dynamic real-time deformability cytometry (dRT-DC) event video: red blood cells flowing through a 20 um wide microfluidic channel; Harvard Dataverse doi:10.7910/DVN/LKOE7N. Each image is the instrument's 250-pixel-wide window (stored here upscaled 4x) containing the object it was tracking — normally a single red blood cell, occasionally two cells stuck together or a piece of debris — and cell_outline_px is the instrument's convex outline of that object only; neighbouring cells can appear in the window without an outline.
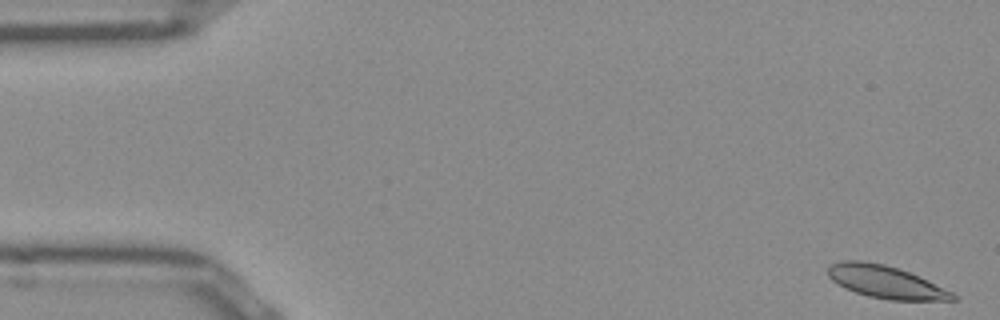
{"species": "Egyptian fruit bat (a non-hibernating species)", "species_latin": "Rousettus aegyptiacus", "temperature_condition": "room temperature", "stored_images_in_passage": 51, "camera_frame_rate_fps": 3000, "um_per_image_px": 0.085, "frame": {"image": 1, "passage_image": 1, "time_ms": 0.0, "image_size_px": [1000, 320], "cell_outline_px": [[956, 300], [888, 300], [868, 296], [844, 288], [832, 280], [828, 276], [828, 268], [832, 264], [840, 260], [860, 260], [884, 264], [908, 272], [952, 292], [956, 296]], "centroid_in_image_um": [75.23, 23.96], "position_along_channel_um": 9.8, "area_um2": 23.29}}
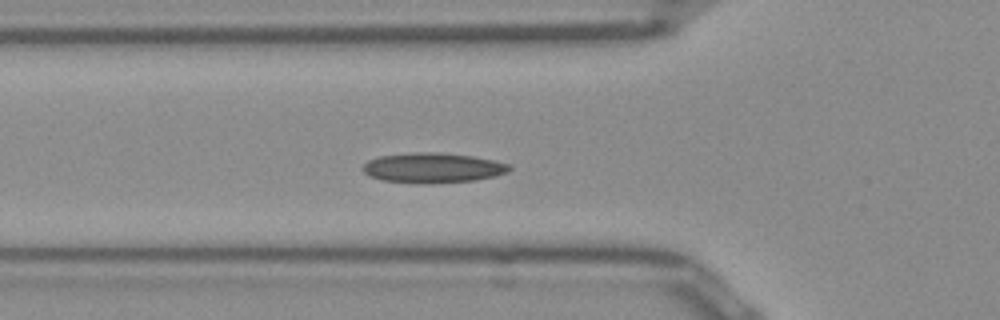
{"frame": {"image": 2, "passage_image": 17, "time_ms": 5.333, "image_size_px": [1000, 320], "cell_outline_px": [[512, 168], [508, 172], [476, 180], [428, 184], [416, 184], [384, 180], [368, 176], [364, 172], [364, 164], [368, 160], [380, 156], [416, 152], [436, 152], [472, 156], [492, 160], [508, 164]], "centroid_in_image_um": [36.77, 14.27], "position_along_channel_um": 89.0, "area_um2": 25.55}}
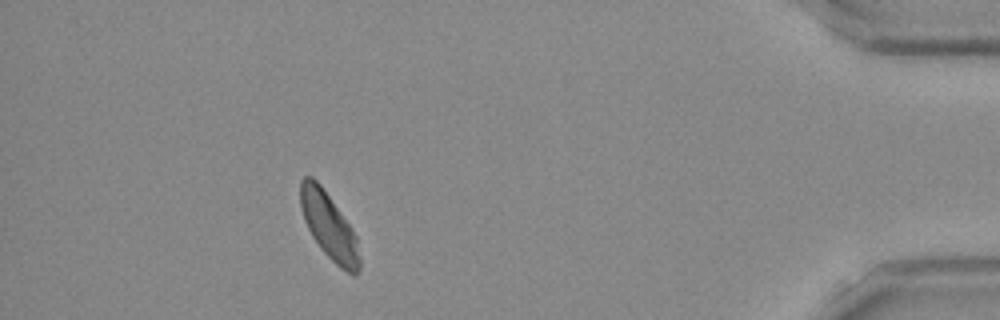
{"frame": {"image": 3, "passage_image": 46, "time_ms": 15.0, "image_size_px": [1000, 320], "cell_outline_px": [[360, 268], [356, 276], [352, 276], [340, 268], [320, 248], [312, 236], [304, 220], [300, 208], [300, 180], [304, 176], [312, 176], [320, 184], [352, 228], [356, 236], [360, 260]], "centroid_in_image_um": [27.96, 19.23], "position_along_channel_um": 407.2, "area_um2": 22.83}, "authors_computed_cell_mechanics": {"area_um2": 23.5824, "velocity_mm_per_s": 3.8772, "shape_relaxation_time_tau1_ms": 6.2671, "shape_relaxation_time_tau2_ms": 4.9171, "deformation_change_tau1": 0.1343, "deformation_change_tau2": 0.0781}}